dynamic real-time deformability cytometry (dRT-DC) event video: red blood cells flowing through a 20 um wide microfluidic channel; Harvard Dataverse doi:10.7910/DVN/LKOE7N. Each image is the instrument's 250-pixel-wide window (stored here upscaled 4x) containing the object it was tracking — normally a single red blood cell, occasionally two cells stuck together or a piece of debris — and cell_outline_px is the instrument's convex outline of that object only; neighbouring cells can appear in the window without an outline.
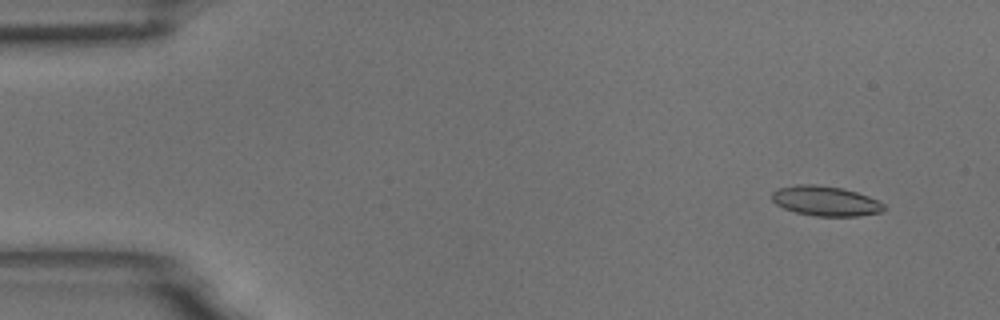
{"species": "common noctule bat (a hibernating species)", "species_latin": "Nyctalus noctula", "temperature_condition": "room temperature", "stored_images_in_passage": 57, "camera_frame_rate_fps": 3000, "um_per_image_px": 0.085, "animal": {"sex": "male", "body_mass_g": 18.8}, "frame": {"image": 1, "passage_image": 5, "time_ms": 1.333, "image_size_px": [1000, 320], "cell_outline_px": [[884, 208], [880, 212], [856, 216], [816, 216], [796, 212], [784, 208], [776, 204], [772, 200], [772, 192], [776, 188], [796, 184], [816, 184], [844, 188], [868, 196], [884, 204]], "centroid_in_image_um": [70.12, 17.06], "position_along_channel_um": 14.9, "area_um2": 19.48}}
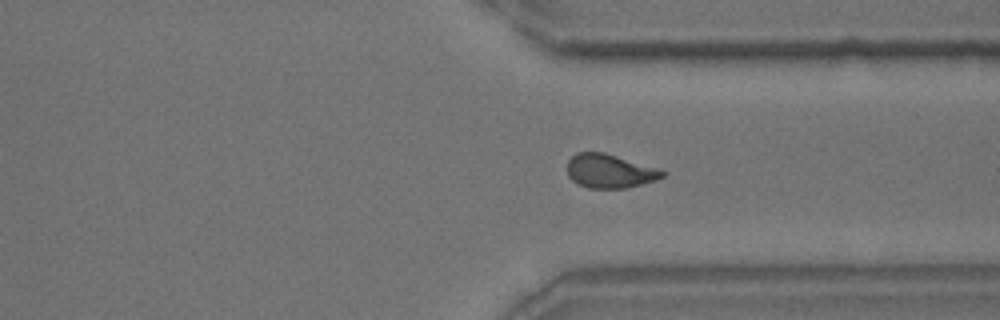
{"frame": {"image": 2, "passage_image": 43, "time_ms": 14.0, "image_size_px": [1000, 320], "cell_outline_px": [[668, 172], [664, 176], [640, 184], [624, 188], [588, 188], [572, 180], [568, 176], [568, 160], [576, 152], [604, 152], [656, 168]], "centroid_in_image_um": [51.79, 14.53], "position_along_channel_um": 359.6, "area_um2": 18.44}}
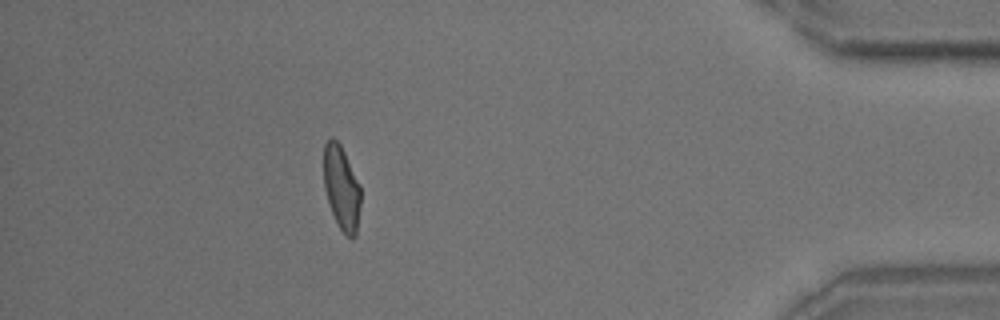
{"frame": {"image": 3, "passage_image": 51, "time_ms": 16.667, "image_size_px": [1000, 320], "cell_outline_px": [[360, 204], [356, 236], [352, 240], [340, 228], [328, 204], [324, 188], [324, 144], [332, 136], [340, 144], [360, 184]], "centroid_in_image_um": [29.03, 15.97], "position_along_channel_um": 406.2, "area_um2": 18.03}, "authors_computed_cell_mechanics": {"area_um2": 19.0162, "velocity_mm_per_s": 3.5811, "shape_relaxation_time_tau1_ms": 4.973, "shape_relaxation_time_tau2_ms": 1.4803, "deformation_change_tau1": 0.1697, "deformation_change_tau2": 0.0661}}